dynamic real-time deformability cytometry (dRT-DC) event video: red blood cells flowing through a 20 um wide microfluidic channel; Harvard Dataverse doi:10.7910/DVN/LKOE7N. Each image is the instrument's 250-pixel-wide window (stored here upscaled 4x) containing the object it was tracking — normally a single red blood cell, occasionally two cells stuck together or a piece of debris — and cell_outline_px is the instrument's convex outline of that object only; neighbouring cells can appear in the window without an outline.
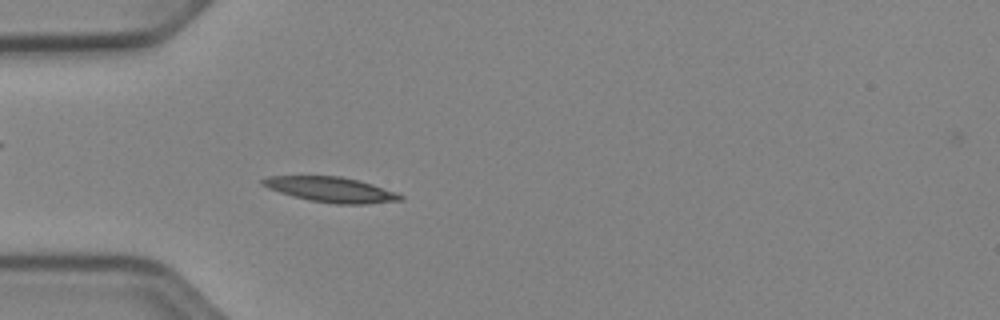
{"species": "Egyptian fruit bat (a non-hibernating species)", "species_latin": "Rousettus aegyptiacus", "temperature_condition": "cold", "stored_images_in_passage": 52, "camera_frame_rate_fps": 3000, "um_per_image_px": 0.085, "animal": {"sex": "female"}, "frame": {"image": 1, "passage_image": 16, "time_ms": 5.0, "image_size_px": [1000, 320], "cell_outline_px": [[404, 200], [368, 204], [336, 204], [308, 200], [292, 196], [268, 188], [260, 184], [260, 180], [268, 176], [340, 176], [372, 184], [396, 192], [404, 196]], "centroid_in_image_um": [28.13, 16.12], "position_along_channel_um": 56.9, "area_um2": 20.23}}
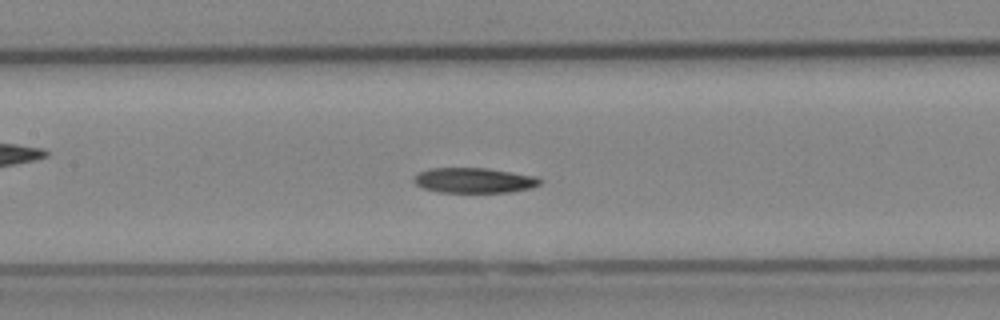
{"frame": {"image": 2, "passage_image": 25, "time_ms": 8.0, "image_size_px": [1000, 320], "cell_outline_px": [[544, 180], [540, 184], [532, 188], [512, 192], [440, 192], [424, 188], [416, 184], [412, 180], [420, 172], [428, 168], [488, 168], [540, 176]], "centroid_in_image_um": [40.39, 15.32], "position_along_channel_um": 167.0, "area_um2": 18.73}}
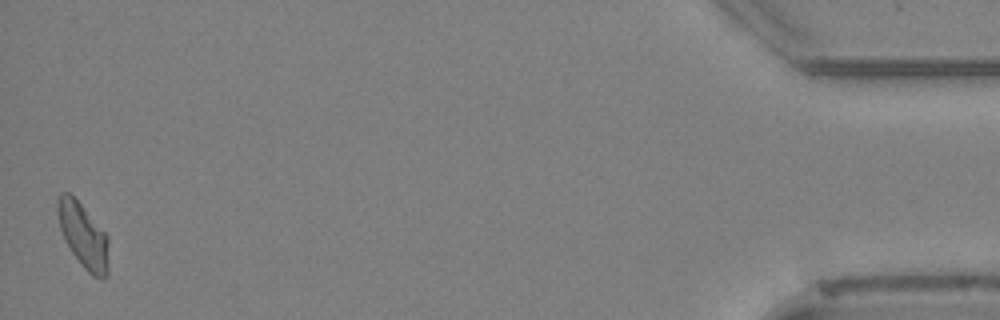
{"frame": {"image": 3, "passage_image": 52, "time_ms": 17.0, "image_size_px": [1000, 320], "cell_outline_px": [[108, 272], [100, 280], [92, 276], [84, 268], [72, 252], [64, 240], [60, 228], [56, 208], [56, 204], [60, 192], [68, 192], [80, 204], [108, 236]], "centroid_in_image_um": [7.06, 20.04], "position_along_channel_um": 428.1, "area_um2": 19.07}, "authors_computed_cell_mechanics": {"area_um2": 18.9006, "velocity_mm_per_s": 3.8892, "shape_relaxation_time_tau1_ms": 6.5038, "shape_relaxation_time_tau2_ms": null, "deformation_change_tau1": 0.1534, "deformation_change_tau2": null}}